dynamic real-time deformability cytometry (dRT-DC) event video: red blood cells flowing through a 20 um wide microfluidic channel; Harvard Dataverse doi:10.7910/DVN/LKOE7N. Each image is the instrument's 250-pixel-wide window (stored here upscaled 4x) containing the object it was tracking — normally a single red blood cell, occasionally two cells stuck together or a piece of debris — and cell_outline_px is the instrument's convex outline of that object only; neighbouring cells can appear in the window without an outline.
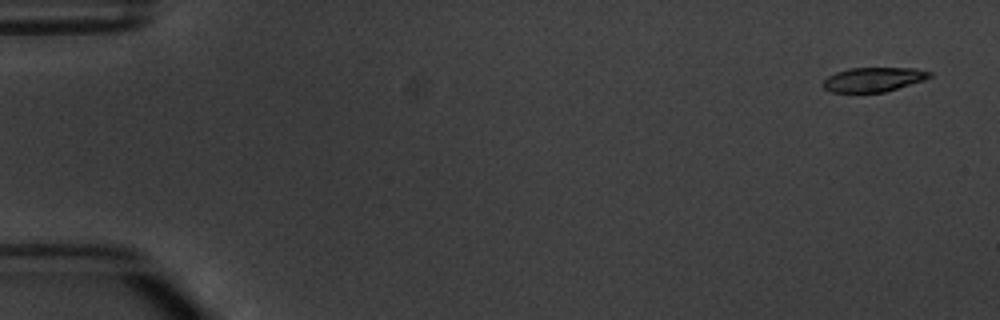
{"species": "common noctule bat (a hibernating species)", "species_latin": "Nyctalus noctula", "temperature_condition": "warm", "stored_images_in_passage": 5, "camera_frame_rate_fps": 3000, "um_per_image_px": 0.085, "animal": {"sex": "male", "body_mass_g": 20.1, "forearm_length_mm": 53.5}, "frame": {"image": 1, "passage_image": 1, "time_ms": 0.0, "image_size_px": [1000, 320], "cell_outline_px": [[932, 76], [924, 80], [884, 92], [832, 92], [824, 88], [820, 84], [828, 76], [836, 72], [848, 68], [916, 68], [932, 72]], "centroid_in_image_um": [74.23, 6.75], "position_along_channel_um": 10.8, "area_um2": 15.14}}
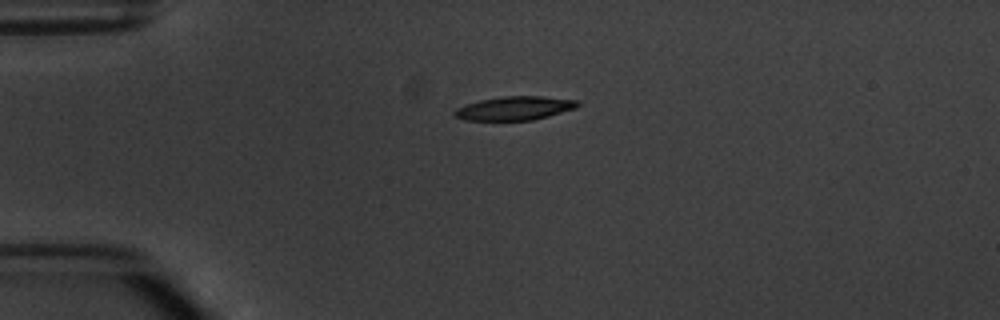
{"frame": {"image": 2, "passage_image": 4, "time_ms": 3.667, "image_size_px": [1000, 320], "cell_outline_px": [[580, 104], [576, 108], [548, 116], [532, 120], [464, 120], [452, 116], [452, 112], [456, 108], [480, 100], [504, 96], [540, 96], [580, 100]], "centroid_in_image_um": [43.74, 9.2], "position_along_channel_um": 41.3, "area_um2": 17.05}}